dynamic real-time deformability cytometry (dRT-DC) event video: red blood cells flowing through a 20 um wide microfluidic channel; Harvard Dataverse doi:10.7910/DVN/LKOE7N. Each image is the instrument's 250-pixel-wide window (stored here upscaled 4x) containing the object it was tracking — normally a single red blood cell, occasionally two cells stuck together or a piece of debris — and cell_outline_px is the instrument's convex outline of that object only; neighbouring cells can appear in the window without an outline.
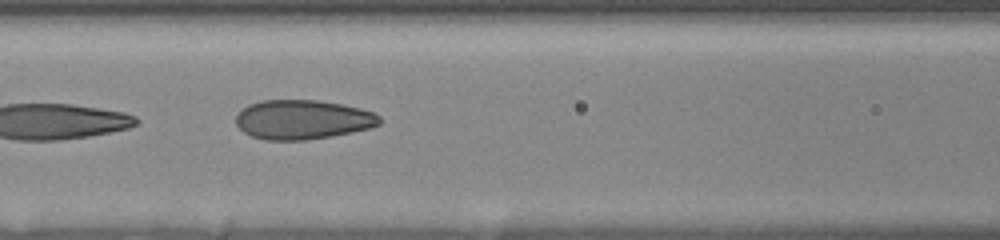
{"species": "human", "species_latin": "Homo sapiens", "temperature_condition": "room temperature", "stored_images_in_passage": 16, "camera_frame_rate_fps": 3000, "um_per_image_px": 0.085, "donor": {"sex": "female"}, "frame": {"image": 1, "passage_image": 5, "time_ms": 3.0, "image_size_px": [1000, 240], "cell_outline_px": [[380, 124], [372, 128], [332, 136], [308, 140], [264, 140], [252, 136], [244, 132], [236, 124], [236, 116], [248, 104], [260, 100], [316, 100], [344, 104], [360, 108], [372, 112], [380, 116]], "centroid_in_image_um": [25.74, 10.17], "position_along_channel_um": 140.9, "area_um2": 33.12}}
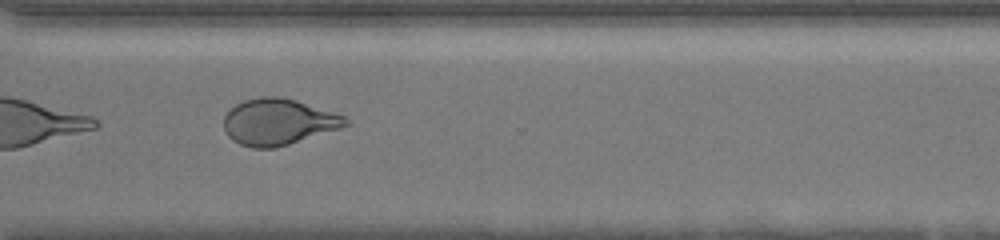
{"frame": {"image": 2, "passage_image": 12, "time_ms": 8.667, "image_size_px": [1000, 240], "cell_outline_px": [[352, 124], [340, 128], [288, 144], [272, 148], [252, 148], [240, 144], [232, 140], [228, 136], [224, 128], [224, 116], [236, 104], [244, 100], [260, 96], [284, 96], [344, 116]], "centroid_in_image_um": [23.64, 10.35], "position_along_channel_um": 347.0, "area_um2": 32.66}, "authors_computed_cell_mechanics": {"area_um2": 32.7726, "velocity_mm_per_s": 3.6458, "shape_relaxation_time_tau1_ms": 4.7323, "shape_relaxation_time_tau2_ms": 1.0828, "deformation_change_tau1": 0.2113, "deformation_change_tau2": 0.0698}}